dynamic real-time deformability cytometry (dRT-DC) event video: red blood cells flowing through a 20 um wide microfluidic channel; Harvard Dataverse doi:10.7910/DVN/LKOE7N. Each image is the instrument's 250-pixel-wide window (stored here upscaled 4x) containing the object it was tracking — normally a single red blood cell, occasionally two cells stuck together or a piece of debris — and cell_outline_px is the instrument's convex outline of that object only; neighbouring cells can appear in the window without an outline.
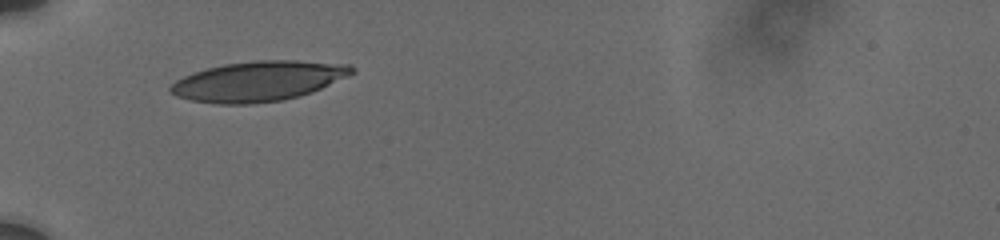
{"species": "human", "species_latin": "Homo sapiens", "temperature_condition": "cold", "stored_images_in_passage": 52, "camera_frame_rate_fps": 3000, "um_per_image_px": 0.085, "donor": {"sex": "male"}, "frame": {"image": 1, "passage_image": 1, "time_ms": 0.0, "image_size_px": [1000, 240], "cell_outline_px": [[356, 72], [348, 76], [312, 92], [300, 96], [284, 100], [252, 104], [216, 104], [188, 100], [176, 96], [168, 92], [168, 88], [176, 80], [184, 76], [208, 68], [224, 64], [256, 60], [296, 60], [352, 64], [356, 68]], "centroid_in_image_um": [21.98, 6.9], "position_along_channel_um": 63.0, "area_um2": 42.66}}
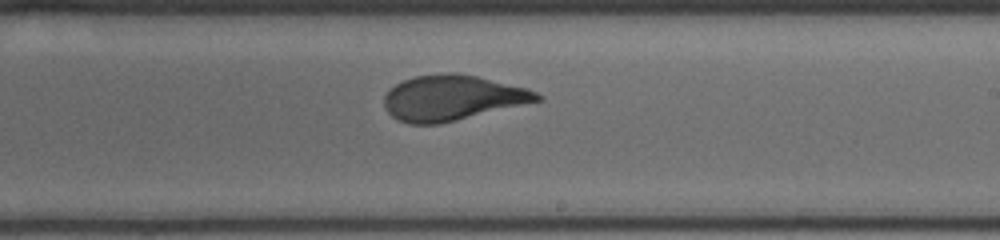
{"frame": {"image": 2, "passage_image": 26, "time_ms": 5.333, "image_size_px": [1000, 240], "cell_outline_px": [[544, 100], [440, 124], [408, 124], [396, 120], [384, 108], [384, 96], [396, 84], [404, 80], [416, 76], [444, 72], [456, 72], [476, 76], [528, 88], [544, 96]], "centroid_in_image_um": [38.46, 8.32], "position_along_channel_um": 250.5, "area_um2": 40.63}}
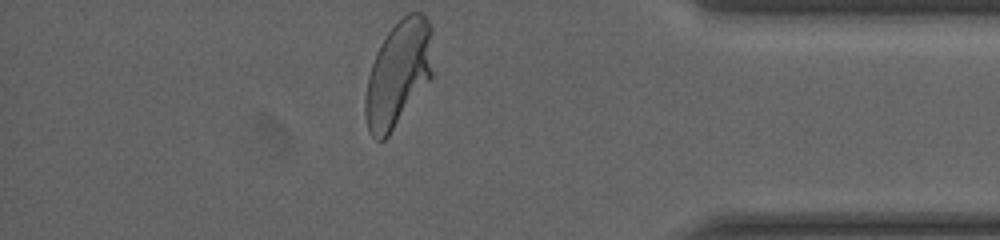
{"frame": {"image": 3, "passage_image": 51, "time_ms": 10.0, "image_size_px": [1000, 240], "cell_outline_px": [[432, 76], [388, 136], [384, 140], [376, 140], [368, 132], [364, 112], [364, 100], [368, 76], [376, 52], [380, 44], [388, 32], [408, 12], [420, 12], [428, 20], [432, 28]], "centroid_in_image_um": [33.84, 6.26], "position_along_channel_um": 401.4, "area_um2": 41.5}, "authors_computed_cell_mechanics": {"area_um2": 40.6045, "velocity_mm_per_s": 3.7098, "shape_relaxation_time_tau1_ms": 4.9226, "shape_relaxation_time_tau2_ms": null, "deformation_change_tau1": 0.1978, "deformation_change_tau2": null}}